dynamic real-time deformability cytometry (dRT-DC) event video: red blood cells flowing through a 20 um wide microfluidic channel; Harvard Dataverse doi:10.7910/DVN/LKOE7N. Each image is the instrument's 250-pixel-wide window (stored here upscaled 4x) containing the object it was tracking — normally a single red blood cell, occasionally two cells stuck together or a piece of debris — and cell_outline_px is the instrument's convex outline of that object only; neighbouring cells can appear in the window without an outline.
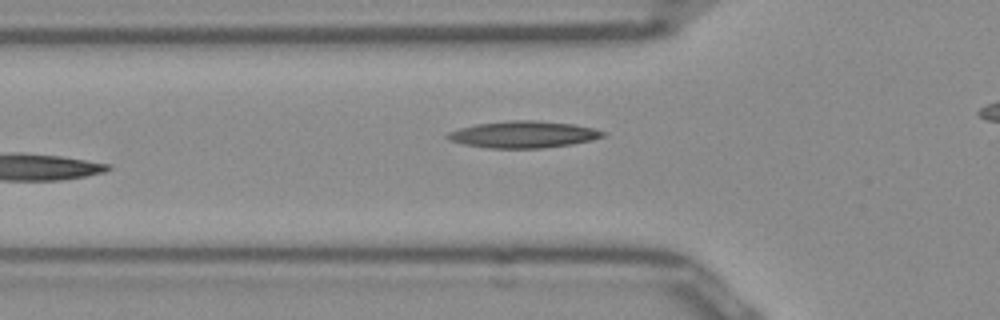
{"species": "Egyptian fruit bat (a non-hibernating species)", "species_latin": "Rousettus aegyptiacus", "temperature_condition": "room temperature", "stored_images_in_passage": 34, "camera_frame_rate_fps": 3000, "um_per_image_px": 0.085, "frame": {"image": 1, "passage_image": 2, "time_ms": 0.333, "image_size_px": [1000, 320], "cell_outline_px": [[604, 136], [592, 140], [572, 144], [544, 148], [488, 148], [464, 144], [448, 140], [444, 136], [448, 132], [460, 128], [476, 124], [508, 120], [536, 120], [572, 124], [592, 128], [604, 132]], "centroid_in_image_um": [44.44, 11.43], "position_along_channel_um": 81.4, "area_um2": 24.22}}
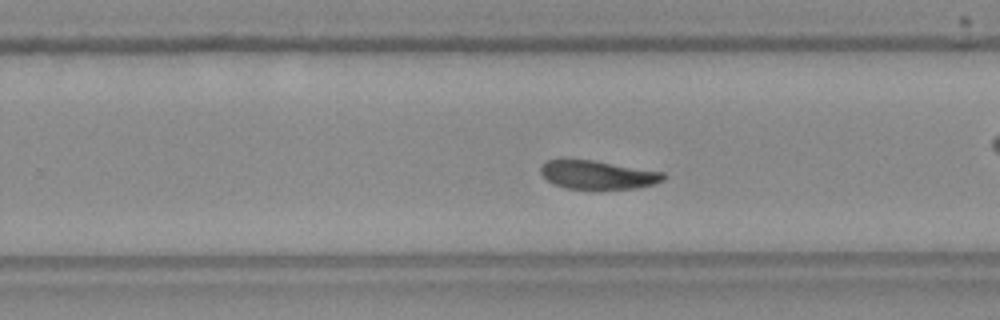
{"frame": {"image": 2, "passage_image": 14, "time_ms": 4.333, "image_size_px": [1000, 320], "cell_outline_px": [[668, 176], [664, 180], [656, 184], [636, 188], [568, 188], [556, 184], [548, 180], [540, 172], [540, 168], [548, 160], [592, 160], [664, 172]], "centroid_in_image_um": [50.89, 14.85], "position_along_channel_um": 278.9, "area_um2": 20.0}}
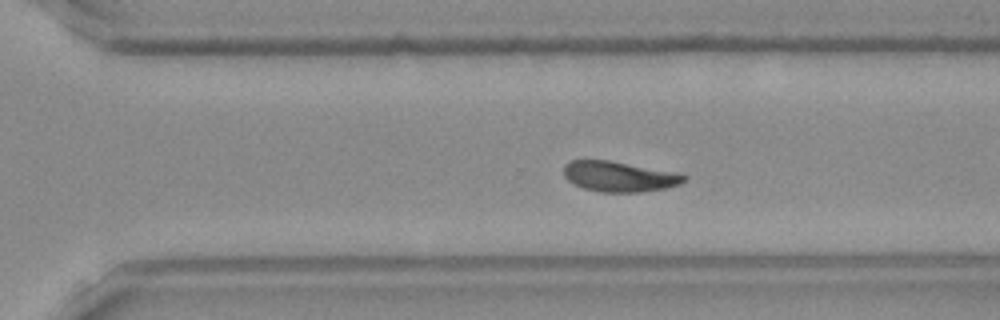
{"frame": {"image": 3, "passage_image": 17, "time_ms": 5.333, "image_size_px": [1000, 320], "cell_outline_px": [[688, 176], [680, 184], [664, 188], [640, 192], [600, 192], [584, 188], [568, 180], [564, 176], [564, 164], [568, 160], [608, 160], [680, 172]], "centroid_in_image_um": [52.65, 14.99], "position_along_channel_um": 317.9, "area_um2": 21.39}, "authors_computed_cell_mechanics": {"area_um2": 21.2704, "velocity_mm_per_s": 3.9386, "shape_relaxation_time_tau1_ms": 3.375, "shape_relaxation_time_tau2_ms": 2.1152, "deformation_change_tau1": 0.1332, "deformation_change_tau2": 0.0887}}